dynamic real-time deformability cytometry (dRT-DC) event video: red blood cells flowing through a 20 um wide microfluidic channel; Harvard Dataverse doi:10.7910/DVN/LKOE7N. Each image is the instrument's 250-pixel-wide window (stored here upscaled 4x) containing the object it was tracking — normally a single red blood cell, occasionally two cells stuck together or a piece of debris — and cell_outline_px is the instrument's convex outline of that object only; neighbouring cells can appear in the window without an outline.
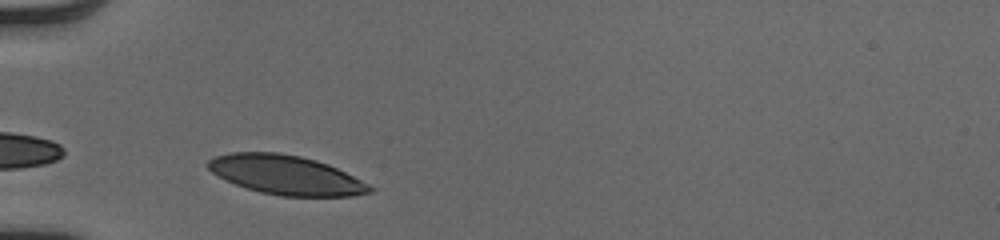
{"species": "human", "species_latin": "Homo sapiens", "temperature_condition": "cold", "stored_images_in_passage": 29, "camera_frame_rate_fps": 3000, "um_per_image_px": 0.085, "donor": {"sex": "male"}, "frame": {"image": 1, "passage_image": 3, "time_ms": 0.667, "image_size_px": [1000, 240], "cell_outline_px": [[376, 188], [372, 192], [352, 196], [280, 196], [260, 192], [244, 188], [224, 180], [216, 176], [204, 164], [208, 160], [216, 156], [232, 152], [276, 152], [300, 156], [316, 160], [328, 164]], "centroid_in_image_um": [24.25, 14.88], "position_along_channel_um": 60.7, "area_um2": 37.11}}
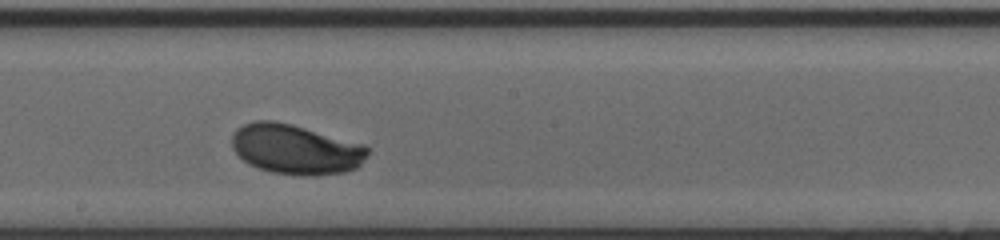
{"frame": {"image": 2, "passage_image": 16, "time_ms": 5.0, "image_size_px": [1000, 240], "cell_outline_px": [[368, 156], [356, 168], [344, 172], [312, 176], [300, 176], [272, 172], [248, 164], [232, 148], [232, 136], [236, 128], [252, 120], [272, 120], [292, 124], [364, 144], [368, 148]], "centroid_in_image_um": [25.13, 12.68], "position_along_channel_um": 223.1, "area_um2": 39.59}}
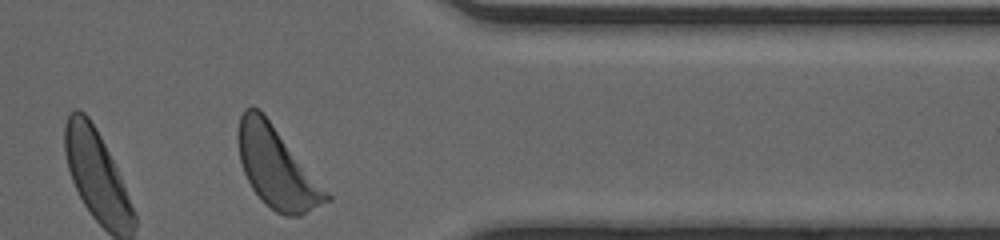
{"frame": {"image": 3, "passage_image": 29, "time_ms": 9.333, "image_size_px": [1000, 240], "cell_outline_px": [[332, 200], [300, 216], [284, 216], [276, 212], [264, 204], [252, 188], [244, 172], [240, 160], [236, 140], [236, 132], [240, 116], [244, 108], [260, 108], [332, 196]], "centroid_in_image_um": [23.51, 14.24], "position_along_channel_um": 387.9, "area_um2": 41.62}, "authors_computed_cell_mechanics": {"area_um2": 38.0902, "velocity_mm_per_s": 3.9952, "shape_relaxation_time_tau1_ms": 1.9304, "shape_relaxation_time_tau2_ms": null, "deformation_change_tau1": 0.1497, "deformation_change_tau2": null}}